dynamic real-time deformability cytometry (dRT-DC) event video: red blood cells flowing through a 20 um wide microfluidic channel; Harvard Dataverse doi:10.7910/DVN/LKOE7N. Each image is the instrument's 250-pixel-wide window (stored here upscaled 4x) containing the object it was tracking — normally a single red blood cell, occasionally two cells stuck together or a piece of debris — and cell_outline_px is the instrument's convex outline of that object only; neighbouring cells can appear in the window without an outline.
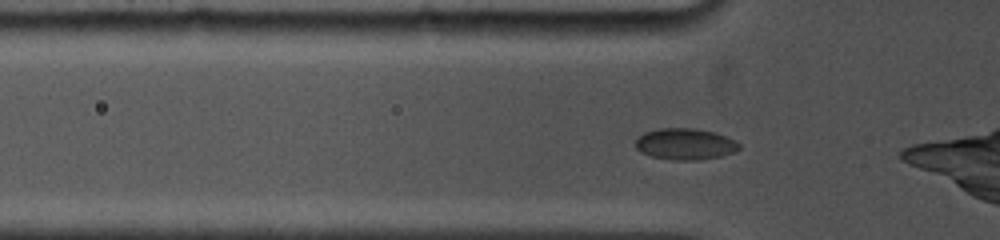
{"species": "common noctule bat (a hibernating species)", "species_latin": "Nyctalus noctula", "temperature_condition": "cold", "stored_images_in_passage": 11, "camera_frame_rate_fps": 5000, "um_per_image_px": 0.085, "animal": {"sex": "female", "body_mass_g": 19.0, "forearm_length_mm": 53.3}, "frame": {"image": 1, "passage_image": 7, "time_ms": 1.0, "image_size_px": [1000, 240], "cell_outline_px": [[740, 148], [736, 152], [720, 156], [700, 160], [672, 160], [652, 156], [640, 152], [636, 148], [636, 136], [644, 132], [660, 128], [696, 128], [712, 132], [736, 140], [740, 144]], "centroid_in_image_um": [58.23, 12.24], "position_along_channel_um": 67.6, "area_um2": 19.07}}